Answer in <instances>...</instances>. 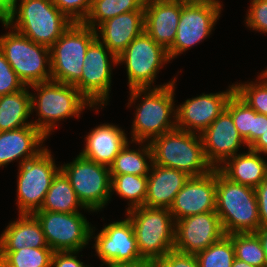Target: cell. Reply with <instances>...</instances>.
<instances>
[{
  "label": "cell",
  "instance_id": "obj_8",
  "mask_svg": "<svg viewBox=\"0 0 267 267\" xmlns=\"http://www.w3.org/2000/svg\"><path fill=\"white\" fill-rule=\"evenodd\" d=\"M168 51L157 44L145 31L136 37L127 48L117 57L118 65H125L128 87L160 88L176 81V77L163 85L153 84L159 70L169 63Z\"/></svg>",
  "mask_w": 267,
  "mask_h": 267
},
{
  "label": "cell",
  "instance_id": "obj_12",
  "mask_svg": "<svg viewBox=\"0 0 267 267\" xmlns=\"http://www.w3.org/2000/svg\"><path fill=\"white\" fill-rule=\"evenodd\" d=\"M81 79L74 85L94 106L108 105L112 85V69L118 66L117 57L96 38L84 57Z\"/></svg>",
  "mask_w": 267,
  "mask_h": 267
},
{
  "label": "cell",
  "instance_id": "obj_14",
  "mask_svg": "<svg viewBox=\"0 0 267 267\" xmlns=\"http://www.w3.org/2000/svg\"><path fill=\"white\" fill-rule=\"evenodd\" d=\"M223 4L219 0H205L199 4L183 5L176 37L168 50L170 60L201 43L212 34L220 18Z\"/></svg>",
  "mask_w": 267,
  "mask_h": 267
},
{
  "label": "cell",
  "instance_id": "obj_5",
  "mask_svg": "<svg viewBox=\"0 0 267 267\" xmlns=\"http://www.w3.org/2000/svg\"><path fill=\"white\" fill-rule=\"evenodd\" d=\"M215 202L226 235L254 233L260 226L255 189L230 181L218 168Z\"/></svg>",
  "mask_w": 267,
  "mask_h": 267
},
{
  "label": "cell",
  "instance_id": "obj_50",
  "mask_svg": "<svg viewBox=\"0 0 267 267\" xmlns=\"http://www.w3.org/2000/svg\"><path fill=\"white\" fill-rule=\"evenodd\" d=\"M0 267H7L4 258L0 255Z\"/></svg>",
  "mask_w": 267,
  "mask_h": 267
},
{
  "label": "cell",
  "instance_id": "obj_19",
  "mask_svg": "<svg viewBox=\"0 0 267 267\" xmlns=\"http://www.w3.org/2000/svg\"><path fill=\"white\" fill-rule=\"evenodd\" d=\"M200 135L206 160L213 168L220 167L228 158L238 154L241 146L248 148L226 109Z\"/></svg>",
  "mask_w": 267,
  "mask_h": 267
},
{
  "label": "cell",
  "instance_id": "obj_34",
  "mask_svg": "<svg viewBox=\"0 0 267 267\" xmlns=\"http://www.w3.org/2000/svg\"><path fill=\"white\" fill-rule=\"evenodd\" d=\"M199 267H232L235 249L232 240L225 235L218 242L195 254Z\"/></svg>",
  "mask_w": 267,
  "mask_h": 267
},
{
  "label": "cell",
  "instance_id": "obj_15",
  "mask_svg": "<svg viewBox=\"0 0 267 267\" xmlns=\"http://www.w3.org/2000/svg\"><path fill=\"white\" fill-rule=\"evenodd\" d=\"M95 227L91 229V239L94 238L95 252L101 260V267L117 263L135 262L142 259L137 248L136 237L130 219L114 221L104 225L97 235ZM94 235V236H93Z\"/></svg>",
  "mask_w": 267,
  "mask_h": 267
},
{
  "label": "cell",
  "instance_id": "obj_22",
  "mask_svg": "<svg viewBox=\"0 0 267 267\" xmlns=\"http://www.w3.org/2000/svg\"><path fill=\"white\" fill-rule=\"evenodd\" d=\"M47 137L34 125L0 132V168L19 159V165L36 157L46 147Z\"/></svg>",
  "mask_w": 267,
  "mask_h": 267
},
{
  "label": "cell",
  "instance_id": "obj_42",
  "mask_svg": "<svg viewBox=\"0 0 267 267\" xmlns=\"http://www.w3.org/2000/svg\"><path fill=\"white\" fill-rule=\"evenodd\" d=\"M260 225H267V177L255 188Z\"/></svg>",
  "mask_w": 267,
  "mask_h": 267
},
{
  "label": "cell",
  "instance_id": "obj_32",
  "mask_svg": "<svg viewBox=\"0 0 267 267\" xmlns=\"http://www.w3.org/2000/svg\"><path fill=\"white\" fill-rule=\"evenodd\" d=\"M54 251L49 247H25L17 251H0L7 267H51Z\"/></svg>",
  "mask_w": 267,
  "mask_h": 267
},
{
  "label": "cell",
  "instance_id": "obj_4",
  "mask_svg": "<svg viewBox=\"0 0 267 267\" xmlns=\"http://www.w3.org/2000/svg\"><path fill=\"white\" fill-rule=\"evenodd\" d=\"M153 164L174 168L190 177L202 176L214 168L206 160L200 134L175 128L149 142Z\"/></svg>",
  "mask_w": 267,
  "mask_h": 267
},
{
  "label": "cell",
  "instance_id": "obj_49",
  "mask_svg": "<svg viewBox=\"0 0 267 267\" xmlns=\"http://www.w3.org/2000/svg\"><path fill=\"white\" fill-rule=\"evenodd\" d=\"M232 267H255L253 265H250L246 263L245 261L239 260L235 258L232 263Z\"/></svg>",
  "mask_w": 267,
  "mask_h": 267
},
{
  "label": "cell",
  "instance_id": "obj_36",
  "mask_svg": "<svg viewBox=\"0 0 267 267\" xmlns=\"http://www.w3.org/2000/svg\"><path fill=\"white\" fill-rule=\"evenodd\" d=\"M233 119L239 134L250 147V130L253 124V109L235 92L228 99L226 108Z\"/></svg>",
  "mask_w": 267,
  "mask_h": 267
},
{
  "label": "cell",
  "instance_id": "obj_6",
  "mask_svg": "<svg viewBox=\"0 0 267 267\" xmlns=\"http://www.w3.org/2000/svg\"><path fill=\"white\" fill-rule=\"evenodd\" d=\"M142 259L161 258L175 245V221L167 208L139 206L126 212Z\"/></svg>",
  "mask_w": 267,
  "mask_h": 267
},
{
  "label": "cell",
  "instance_id": "obj_47",
  "mask_svg": "<svg viewBox=\"0 0 267 267\" xmlns=\"http://www.w3.org/2000/svg\"><path fill=\"white\" fill-rule=\"evenodd\" d=\"M108 267H152V263L151 260L140 259L135 262L117 263Z\"/></svg>",
  "mask_w": 267,
  "mask_h": 267
},
{
  "label": "cell",
  "instance_id": "obj_40",
  "mask_svg": "<svg viewBox=\"0 0 267 267\" xmlns=\"http://www.w3.org/2000/svg\"><path fill=\"white\" fill-rule=\"evenodd\" d=\"M151 263L152 267H199L195 254L182 253L174 249L161 258L152 259Z\"/></svg>",
  "mask_w": 267,
  "mask_h": 267
},
{
  "label": "cell",
  "instance_id": "obj_18",
  "mask_svg": "<svg viewBox=\"0 0 267 267\" xmlns=\"http://www.w3.org/2000/svg\"><path fill=\"white\" fill-rule=\"evenodd\" d=\"M216 168L202 176L190 177L175 196L170 212L174 221L216 211Z\"/></svg>",
  "mask_w": 267,
  "mask_h": 267
},
{
  "label": "cell",
  "instance_id": "obj_3",
  "mask_svg": "<svg viewBox=\"0 0 267 267\" xmlns=\"http://www.w3.org/2000/svg\"><path fill=\"white\" fill-rule=\"evenodd\" d=\"M4 22L35 43L51 47L73 23L52 0H19Z\"/></svg>",
  "mask_w": 267,
  "mask_h": 267
},
{
  "label": "cell",
  "instance_id": "obj_27",
  "mask_svg": "<svg viewBox=\"0 0 267 267\" xmlns=\"http://www.w3.org/2000/svg\"><path fill=\"white\" fill-rule=\"evenodd\" d=\"M31 92L25 86L18 92L0 96V132L31 126Z\"/></svg>",
  "mask_w": 267,
  "mask_h": 267
},
{
  "label": "cell",
  "instance_id": "obj_33",
  "mask_svg": "<svg viewBox=\"0 0 267 267\" xmlns=\"http://www.w3.org/2000/svg\"><path fill=\"white\" fill-rule=\"evenodd\" d=\"M227 236L234 245L235 258L255 267H267L264 250L254 233H233Z\"/></svg>",
  "mask_w": 267,
  "mask_h": 267
},
{
  "label": "cell",
  "instance_id": "obj_29",
  "mask_svg": "<svg viewBox=\"0 0 267 267\" xmlns=\"http://www.w3.org/2000/svg\"><path fill=\"white\" fill-rule=\"evenodd\" d=\"M130 143L141 145L130 149ZM153 163L152 150L149 142H128L109 166L110 175H148Z\"/></svg>",
  "mask_w": 267,
  "mask_h": 267
},
{
  "label": "cell",
  "instance_id": "obj_10",
  "mask_svg": "<svg viewBox=\"0 0 267 267\" xmlns=\"http://www.w3.org/2000/svg\"><path fill=\"white\" fill-rule=\"evenodd\" d=\"M60 170L69 179L82 205L99 212L111 201L109 167L83 157L80 153L70 163L61 164Z\"/></svg>",
  "mask_w": 267,
  "mask_h": 267
},
{
  "label": "cell",
  "instance_id": "obj_41",
  "mask_svg": "<svg viewBox=\"0 0 267 267\" xmlns=\"http://www.w3.org/2000/svg\"><path fill=\"white\" fill-rule=\"evenodd\" d=\"M78 253L79 251L54 252L51 267H91L79 261Z\"/></svg>",
  "mask_w": 267,
  "mask_h": 267
},
{
  "label": "cell",
  "instance_id": "obj_46",
  "mask_svg": "<svg viewBox=\"0 0 267 267\" xmlns=\"http://www.w3.org/2000/svg\"><path fill=\"white\" fill-rule=\"evenodd\" d=\"M254 234L258 237L261 243L267 264V225H260Z\"/></svg>",
  "mask_w": 267,
  "mask_h": 267
},
{
  "label": "cell",
  "instance_id": "obj_17",
  "mask_svg": "<svg viewBox=\"0 0 267 267\" xmlns=\"http://www.w3.org/2000/svg\"><path fill=\"white\" fill-rule=\"evenodd\" d=\"M235 92V84L226 91L218 93H202L189 98L176 106V126L190 133L201 134L224 111L231 95Z\"/></svg>",
  "mask_w": 267,
  "mask_h": 267
},
{
  "label": "cell",
  "instance_id": "obj_7",
  "mask_svg": "<svg viewBox=\"0 0 267 267\" xmlns=\"http://www.w3.org/2000/svg\"><path fill=\"white\" fill-rule=\"evenodd\" d=\"M9 32L0 36V51L25 86L51 80L50 47L38 44L0 21ZM48 68V69H47Z\"/></svg>",
  "mask_w": 267,
  "mask_h": 267
},
{
  "label": "cell",
  "instance_id": "obj_20",
  "mask_svg": "<svg viewBox=\"0 0 267 267\" xmlns=\"http://www.w3.org/2000/svg\"><path fill=\"white\" fill-rule=\"evenodd\" d=\"M95 31L96 37L118 57L144 31V5L106 20Z\"/></svg>",
  "mask_w": 267,
  "mask_h": 267
},
{
  "label": "cell",
  "instance_id": "obj_38",
  "mask_svg": "<svg viewBox=\"0 0 267 267\" xmlns=\"http://www.w3.org/2000/svg\"><path fill=\"white\" fill-rule=\"evenodd\" d=\"M52 2L72 22H84L92 4V0H52Z\"/></svg>",
  "mask_w": 267,
  "mask_h": 267
},
{
  "label": "cell",
  "instance_id": "obj_48",
  "mask_svg": "<svg viewBox=\"0 0 267 267\" xmlns=\"http://www.w3.org/2000/svg\"><path fill=\"white\" fill-rule=\"evenodd\" d=\"M160 1H165V2H172V3H179L183 5H188V4H199L204 2L205 0H160Z\"/></svg>",
  "mask_w": 267,
  "mask_h": 267
},
{
  "label": "cell",
  "instance_id": "obj_31",
  "mask_svg": "<svg viewBox=\"0 0 267 267\" xmlns=\"http://www.w3.org/2000/svg\"><path fill=\"white\" fill-rule=\"evenodd\" d=\"M143 5L141 0H92L90 12L83 23L95 30L106 20L139 10Z\"/></svg>",
  "mask_w": 267,
  "mask_h": 267
},
{
  "label": "cell",
  "instance_id": "obj_30",
  "mask_svg": "<svg viewBox=\"0 0 267 267\" xmlns=\"http://www.w3.org/2000/svg\"><path fill=\"white\" fill-rule=\"evenodd\" d=\"M147 186V175H111V196L115 192L119 197L128 200L126 211L135 207L144 206Z\"/></svg>",
  "mask_w": 267,
  "mask_h": 267
},
{
  "label": "cell",
  "instance_id": "obj_16",
  "mask_svg": "<svg viewBox=\"0 0 267 267\" xmlns=\"http://www.w3.org/2000/svg\"><path fill=\"white\" fill-rule=\"evenodd\" d=\"M225 235L216 211L187 216L175 222L174 250L196 254Z\"/></svg>",
  "mask_w": 267,
  "mask_h": 267
},
{
  "label": "cell",
  "instance_id": "obj_39",
  "mask_svg": "<svg viewBox=\"0 0 267 267\" xmlns=\"http://www.w3.org/2000/svg\"><path fill=\"white\" fill-rule=\"evenodd\" d=\"M25 87L0 51V96L12 94Z\"/></svg>",
  "mask_w": 267,
  "mask_h": 267
},
{
  "label": "cell",
  "instance_id": "obj_9",
  "mask_svg": "<svg viewBox=\"0 0 267 267\" xmlns=\"http://www.w3.org/2000/svg\"><path fill=\"white\" fill-rule=\"evenodd\" d=\"M96 38L94 29L73 22L50 47L51 80L75 85L81 79L87 49Z\"/></svg>",
  "mask_w": 267,
  "mask_h": 267
},
{
  "label": "cell",
  "instance_id": "obj_24",
  "mask_svg": "<svg viewBox=\"0 0 267 267\" xmlns=\"http://www.w3.org/2000/svg\"><path fill=\"white\" fill-rule=\"evenodd\" d=\"M148 176L147 195L144 206L169 209L175 196L190 178L174 168L151 165Z\"/></svg>",
  "mask_w": 267,
  "mask_h": 267
},
{
  "label": "cell",
  "instance_id": "obj_1",
  "mask_svg": "<svg viewBox=\"0 0 267 267\" xmlns=\"http://www.w3.org/2000/svg\"><path fill=\"white\" fill-rule=\"evenodd\" d=\"M176 82L177 80L160 88L129 89L127 107H132L133 103L135 107V103L140 102L135 107L131 142H150L153 138L177 128L174 104Z\"/></svg>",
  "mask_w": 267,
  "mask_h": 267
},
{
  "label": "cell",
  "instance_id": "obj_43",
  "mask_svg": "<svg viewBox=\"0 0 267 267\" xmlns=\"http://www.w3.org/2000/svg\"><path fill=\"white\" fill-rule=\"evenodd\" d=\"M267 129V115L257 113L253 110V124L250 130V146L265 132Z\"/></svg>",
  "mask_w": 267,
  "mask_h": 267
},
{
  "label": "cell",
  "instance_id": "obj_45",
  "mask_svg": "<svg viewBox=\"0 0 267 267\" xmlns=\"http://www.w3.org/2000/svg\"><path fill=\"white\" fill-rule=\"evenodd\" d=\"M18 1L19 0H0V21H4L15 9Z\"/></svg>",
  "mask_w": 267,
  "mask_h": 267
},
{
  "label": "cell",
  "instance_id": "obj_21",
  "mask_svg": "<svg viewBox=\"0 0 267 267\" xmlns=\"http://www.w3.org/2000/svg\"><path fill=\"white\" fill-rule=\"evenodd\" d=\"M182 4L149 0L144 4V31L167 51L174 43Z\"/></svg>",
  "mask_w": 267,
  "mask_h": 267
},
{
  "label": "cell",
  "instance_id": "obj_51",
  "mask_svg": "<svg viewBox=\"0 0 267 267\" xmlns=\"http://www.w3.org/2000/svg\"><path fill=\"white\" fill-rule=\"evenodd\" d=\"M261 73H262V74H267V67H266V69L263 70Z\"/></svg>",
  "mask_w": 267,
  "mask_h": 267
},
{
  "label": "cell",
  "instance_id": "obj_37",
  "mask_svg": "<svg viewBox=\"0 0 267 267\" xmlns=\"http://www.w3.org/2000/svg\"><path fill=\"white\" fill-rule=\"evenodd\" d=\"M247 10L246 27L262 34H267V0H250Z\"/></svg>",
  "mask_w": 267,
  "mask_h": 267
},
{
  "label": "cell",
  "instance_id": "obj_23",
  "mask_svg": "<svg viewBox=\"0 0 267 267\" xmlns=\"http://www.w3.org/2000/svg\"><path fill=\"white\" fill-rule=\"evenodd\" d=\"M84 140L86 143L80 154L108 167L125 145L130 142L125 130L113 123H101L91 129Z\"/></svg>",
  "mask_w": 267,
  "mask_h": 267
},
{
  "label": "cell",
  "instance_id": "obj_11",
  "mask_svg": "<svg viewBox=\"0 0 267 267\" xmlns=\"http://www.w3.org/2000/svg\"><path fill=\"white\" fill-rule=\"evenodd\" d=\"M56 165L51 150L46 147L36 157L18 166V214H33L41 209L53 178L60 171V166Z\"/></svg>",
  "mask_w": 267,
  "mask_h": 267
},
{
  "label": "cell",
  "instance_id": "obj_52",
  "mask_svg": "<svg viewBox=\"0 0 267 267\" xmlns=\"http://www.w3.org/2000/svg\"><path fill=\"white\" fill-rule=\"evenodd\" d=\"M144 4L147 3L149 0H141Z\"/></svg>",
  "mask_w": 267,
  "mask_h": 267
},
{
  "label": "cell",
  "instance_id": "obj_28",
  "mask_svg": "<svg viewBox=\"0 0 267 267\" xmlns=\"http://www.w3.org/2000/svg\"><path fill=\"white\" fill-rule=\"evenodd\" d=\"M79 209L93 213L82 205L69 179L60 170L53 178L41 209L37 211L75 213L80 212Z\"/></svg>",
  "mask_w": 267,
  "mask_h": 267
},
{
  "label": "cell",
  "instance_id": "obj_2",
  "mask_svg": "<svg viewBox=\"0 0 267 267\" xmlns=\"http://www.w3.org/2000/svg\"><path fill=\"white\" fill-rule=\"evenodd\" d=\"M28 87L37 92H31L32 114L35 111L38 115V119L31 120L32 125L47 138L60 121L74 116L79 119L82 111L88 107L96 109L97 112L100 109L94 107L74 85L50 80Z\"/></svg>",
  "mask_w": 267,
  "mask_h": 267
},
{
  "label": "cell",
  "instance_id": "obj_35",
  "mask_svg": "<svg viewBox=\"0 0 267 267\" xmlns=\"http://www.w3.org/2000/svg\"><path fill=\"white\" fill-rule=\"evenodd\" d=\"M253 82H237L235 93L257 113L267 115V78L260 73Z\"/></svg>",
  "mask_w": 267,
  "mask_h": 267
},
{
  "label": "cell",
  "instance_id": "obj_44",
  "mask_svg": "<svg viewBox=\"0 0 267 267\" xmlns=\"http://www.w3.org/2000/svg\"><path fill=\"white\" fill-rule=\"evenodd\" d=\"M251 151L267 156V129L265 132L249 147Z\"/></svg>",
  "mask_w": 267,
  "mask_h": 267
},
{
  "label": "cell",
  "instance_id": "obj_13",
  "mask_svg": "<svg viewBox=\"0 0 267 267\" xmlns=\"http://www.w3.org/2000/svg\"><path fill=\"white\" fill-rule=\"evenodd\" d=\"M46 242L54 252L82 251L91 240V225L82 212L35 211Z\"/></svg>",
  "mask_w": 267,
  "mask_h": 267
},
{
  "label": "cell",
  "instance_id": "obj_26",
  "mask_svg": "<svg viewBox=\"0 0 267 267\" xmlns=\"http://www.w3.org/2000/svg\"><path fill=\"white\" fill-rule=\"evenodd\" d=\"M261 155L248 148L228 158L218 170L230 181L255 189L267 177V161Z\"/></svg>",
  "mask_w": 267,
  "mask_h": 267
},
{
  "label": "cell",
  "instance_id": "obj_25",
  "mask_svg": "<svg viewBox=\"0 0 267 267\" xmlns=\"http://www.w3.org/2000/svg\"><path fill=\"white\" fill-rule=\"evenodd\" d=\"M49 247L40 222L33 214H18L0 234V251Z\"/></svg>",
  "mask_w": 267,
  "mask_h": 267
}]
</instances>
